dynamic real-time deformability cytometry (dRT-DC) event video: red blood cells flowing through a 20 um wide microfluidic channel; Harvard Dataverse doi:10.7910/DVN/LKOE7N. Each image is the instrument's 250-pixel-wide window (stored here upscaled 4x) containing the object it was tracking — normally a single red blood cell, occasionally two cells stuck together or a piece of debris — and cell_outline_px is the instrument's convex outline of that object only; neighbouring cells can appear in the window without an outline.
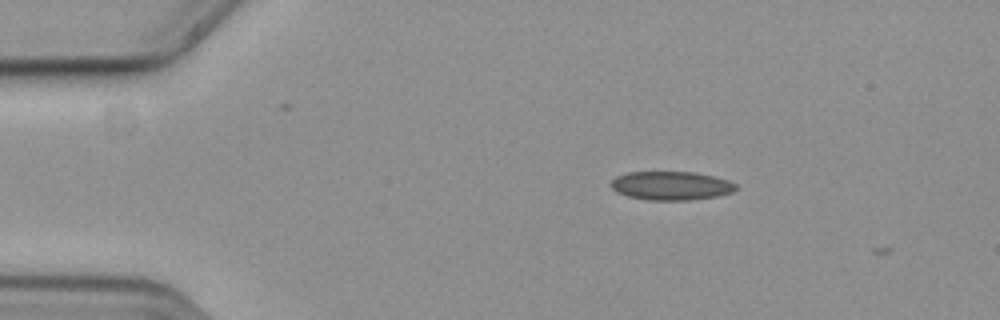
{"species": "common noctule bat (a hibernating species)", "species_latin": "Nyctalus noctula", "temperature_condition": "cold", "stored_images_in_passage": 2, "camera_frame_rate_fps": 3000, "um_per_image_px": 0.085, "animal": {"sex": "female", "body_mass_g": 19.3, "forearm_length_mm": 54.1}, "frame": {"image": 1, "passage_image": 1, "time_ms": 0.0, "image_size_px": [1000, 320], "cell_outline_px": [[736, 188], [732, 192], [716, 196], [688, 200], [648, 200], [628, 196], [616, 192], [608, 184], [616, 176], [628, 172], [696, 172], [728, 180], [736, 184]], "centroid_in_image_um": [57.0, 15.78], "position_along_channel_um": 28.0, "area_um2": 20.87}}